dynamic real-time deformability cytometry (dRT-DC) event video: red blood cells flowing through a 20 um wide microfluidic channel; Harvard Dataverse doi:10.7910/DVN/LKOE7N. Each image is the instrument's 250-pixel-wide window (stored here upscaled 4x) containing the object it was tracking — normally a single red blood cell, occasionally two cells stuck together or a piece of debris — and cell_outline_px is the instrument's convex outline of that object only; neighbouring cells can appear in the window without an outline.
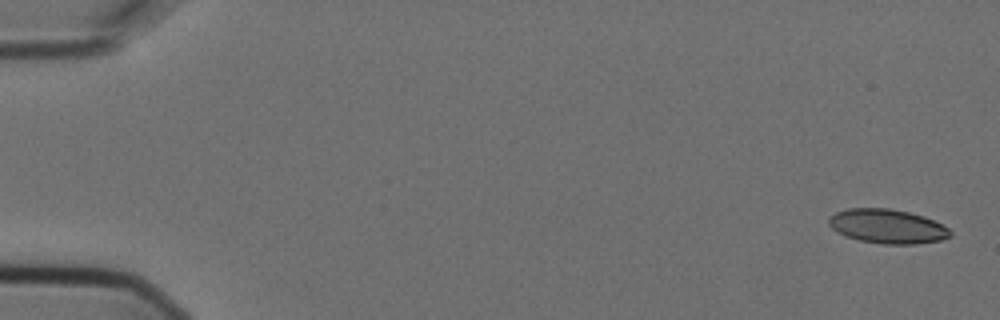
{"species": "Egyptian fruit bat (a non-hibernating species)", "species_latin": "Rousettus aegyptiacus", "temperature_condition": "cold", "stored_images_in_passage": 6, "camera_frame_rate_fps": 3000, "um_per_image_px": 0.085, "animal": {"sex": "female"}, "frame": {"image": 1, "passage_image": 1, "time_ms": 0.0, "image_size_px": [1000, 320], "cell_outline_px": [[952, 236], [940, 240], [916, 244], [884, 244], [860, 240], [844, 236], [836, 232], [828, 224], [828, 216], [836, 212], [848, 208], [888, 208], [908, 212], [924, 216], [948, 228], [952, 232]], "centroid_in_image_um": [75.39, 19.23], "position_along_channel_um": 9.6, "area_um2": 24.28}}